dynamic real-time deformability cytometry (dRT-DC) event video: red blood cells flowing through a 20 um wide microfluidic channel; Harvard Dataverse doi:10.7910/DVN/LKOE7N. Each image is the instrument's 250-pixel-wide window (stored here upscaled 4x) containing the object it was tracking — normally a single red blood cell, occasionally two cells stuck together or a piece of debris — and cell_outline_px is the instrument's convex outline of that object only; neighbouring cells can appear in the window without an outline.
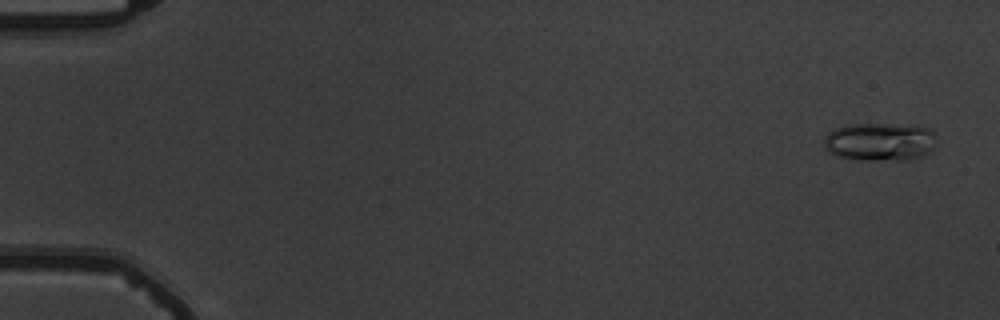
{"species": "common noctule bat (a hibernating species)", "species_latin": "Nyctalus noctula", "temperature_condition": "warm", "stored_images_in_passage": 56, "camera_frame_rate_fps": 3000, "um_per_image_px": 0.085, "animal": {"sex": "male", "body_mass_g": 19.5, "forearm_length_mm": 54.6}, "frame": {"image": 1, "passage_image": 3, "time_ms": 0.667, "image_size_px": [1000, 320], "cell_outline_px": [[936, 148], [932, 152], [908, 160], [860, 160], [836, 156], [824, 144], [824, 136], [832, 128], [844, 124], [884, 124], [928, 128], [936, 136]], "centroid_in_image_um": [74.79, 12.05], "position_along_channel_um": 10.2, "area_um2": 25.2}}
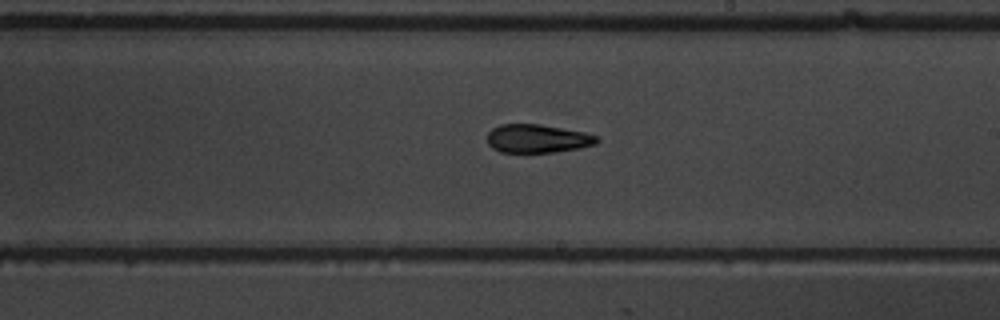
{"frame": {"image": 2, "passage_image": 34, "time_ms": 11.0, "image_size_px": [1000, 320], "cell_outline_px": [[600, 140], [596, 144], [580, 148], [552, 152], [500, 152], [492, 148], [488, 144], [488, 132], [492, 128], [500, 124], [540, 124], [584, 132], [596, 136]], "centroid_in_image_um": [45.67, 11.78], "position_along_channel_um": 243.3, "area_um2": 18.15}}
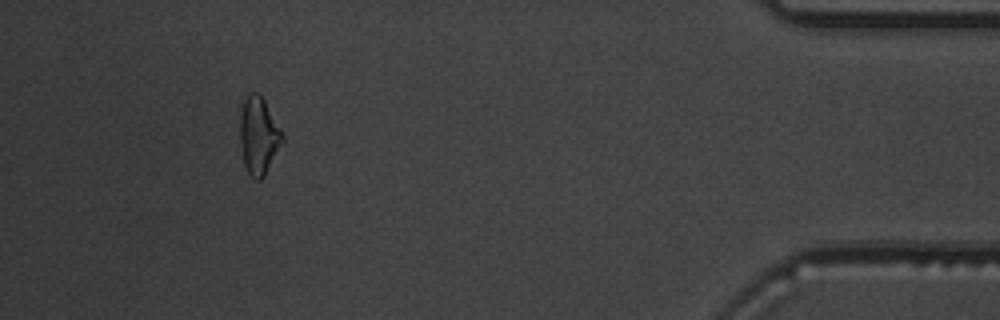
{"frame": {"image": 3, "passage_image": 52, "time_ms": 17.0, "image_size_px": [1000, 320], "cell_outline_px": [[284, 140], [264, 176], [260, 180], [256, 180], [248, 172], [244, 164], [240, 144], [240, 108], [248, 92], [260, 92], [280, 128], [284, 136]], "centroid_in_image_um": [21.97, 11.49], "position_along_channel_um": 413.2, "area_um2": 19.19}, "authors_computed_cell_mechanics": {"area_um2": 18.8139, "velocity_mm_per_s": 3.7351, "shape_relaxation_time_tau1_ms": 4.6817, "shape_relaxation_time_tau2_ms": 2.6763, "deformation_change_tau1": 0.1642, "deformation_change_tau2": 0.0947}}